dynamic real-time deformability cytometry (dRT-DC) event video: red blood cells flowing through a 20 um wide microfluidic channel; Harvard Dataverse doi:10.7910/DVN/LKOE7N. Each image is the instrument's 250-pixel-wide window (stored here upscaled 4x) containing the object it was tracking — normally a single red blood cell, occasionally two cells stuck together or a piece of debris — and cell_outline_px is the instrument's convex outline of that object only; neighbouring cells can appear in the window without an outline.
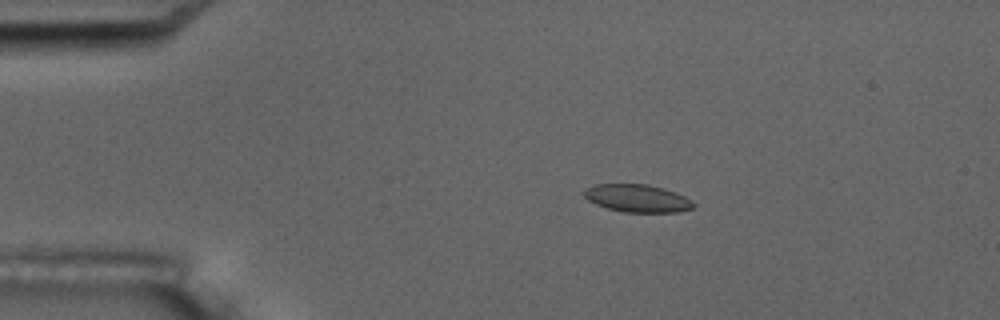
{"species": "common noctule bat (a hibernating species)", "species_latin": "Nyctalus noctula", "temperature_condition": "room temperature", "stored_images_in_passage": 9, "camera_frame_rate_fps": 3000, "um_per_image_px": 0.085, "animal": {"sex": "male", "body_mass_g": 17.5, "forearm_length_mm": 52.3}, "frame": {"image": 1, "passage_image": 3, "time_ms": 2.333, "image_size_px": [1000, 320], "cell_outline_px": [[696, 204], [692, 208], [680, 212], [624, 212], [608, 208], [596, 204], [588, 200], [584, 196], [584, 192], [588, 188], [596, 184], [648, 184], [664, 188], [676, 192], [692, 200]], "centroid_in_image_um": [54.22, 16.85], "position_along_channel_um": 30.8, "area_um2": 17.63}}
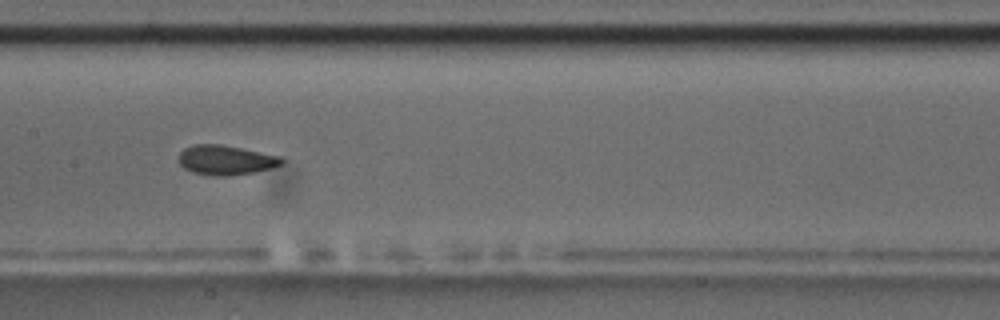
{"frame": {"image": 2, "passage_image": 8, "time_ms": 8.333, "image_size_px": [1000, 320], "cell_outline_px": [[284, 164], [272, 168], [256, 172], [228, 176], [212, 176], [192, 172], [184, 168], [176, 160], [180, 152], [184, 148], [192, 144], [220, 144], [280, 156], [284, 160]], "centroid_in_image_um": [19.16, 13.61], "position_along_channel_um": 188.2, "area_um2": 18.03}}